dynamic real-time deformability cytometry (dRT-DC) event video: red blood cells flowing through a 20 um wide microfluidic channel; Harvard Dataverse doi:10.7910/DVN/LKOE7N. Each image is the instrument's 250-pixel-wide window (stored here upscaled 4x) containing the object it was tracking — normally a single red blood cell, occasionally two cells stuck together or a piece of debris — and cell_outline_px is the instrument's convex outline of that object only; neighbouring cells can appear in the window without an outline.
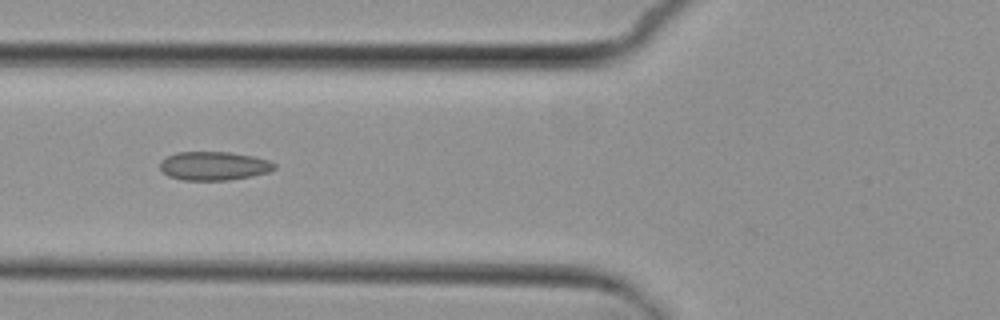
{"species": "common noctule bat (a hibernating species)", "species_latin": "Nyctalus noctula", "temperature_condition": "cold", "stored_images_in_passage": 10, "camera_frame_rate_fps": 3000, "um_per_image_px": 0.085, "animal": {"sex": "female", "body_mass_g": 29.2, "forearm_length_mm": 56.3}, "frame": {"image": 1, "passage_image": 7, "time_ms": 7.0, "image_size_px": [1000, 320], "cell_outline_px": [[276, 168], [268, 172], [252, 176], [228, 180], [180, 180], [168, 176], [160, 168], [160, 160], [176, 152], [228, 152], [252, 156], [268, 160], [276, 164]], "centroid_in_image_um": [18.16, 14.1], "position_along_channel_um": 107.6, "area_um2": 19.13}}
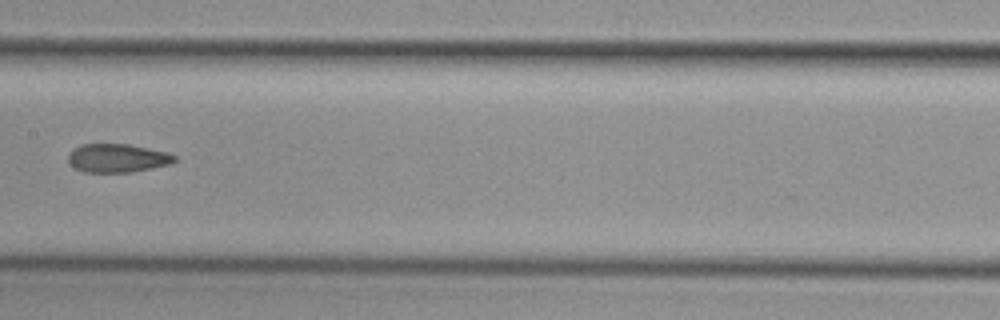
{"frame": {"image": 2, "passage_image": 9, "time_ms": 9.333, "image_size_px": [1000, 320], "cell_outline_px": [[176, 160], [172, 164], [132, 172], [84, 172], [76, 168], [68, 160], [68, 152], [72, 148], [80, 144], [128, 144], [168, 152], [176, 156]], "centroid_in_image_um": [9.98, 13.43], "position_along_channel_um": 197.4, "area_um2": 17.8}}
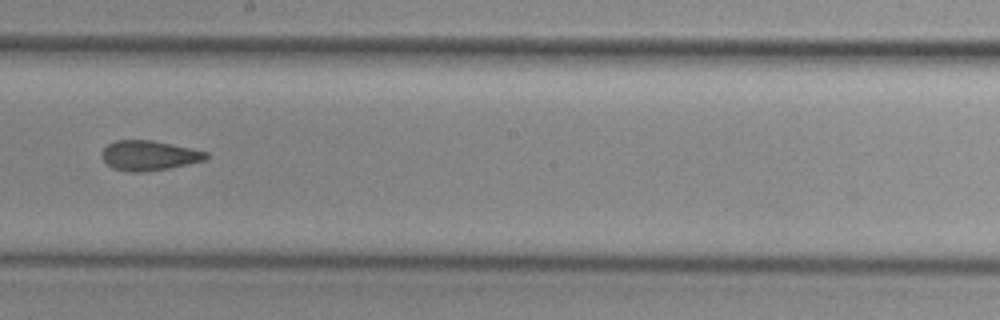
{"frame": {"image": 3, "passage_image": 10, "time_ms": 10.333, "image_size_px": [1000, 320], "cell_outline_px": [[208, 156], [204, 160], [172, 168], [144, 172], [128, 172], [112, 168], [100, 156], [100, 152], [108, 144], [116, 140], [152, 140], [208, 152]], "centroid_in_image_um": [12.63, 13.23], "position_along_channel_um": 235.6, "area_um2": 18.21}}